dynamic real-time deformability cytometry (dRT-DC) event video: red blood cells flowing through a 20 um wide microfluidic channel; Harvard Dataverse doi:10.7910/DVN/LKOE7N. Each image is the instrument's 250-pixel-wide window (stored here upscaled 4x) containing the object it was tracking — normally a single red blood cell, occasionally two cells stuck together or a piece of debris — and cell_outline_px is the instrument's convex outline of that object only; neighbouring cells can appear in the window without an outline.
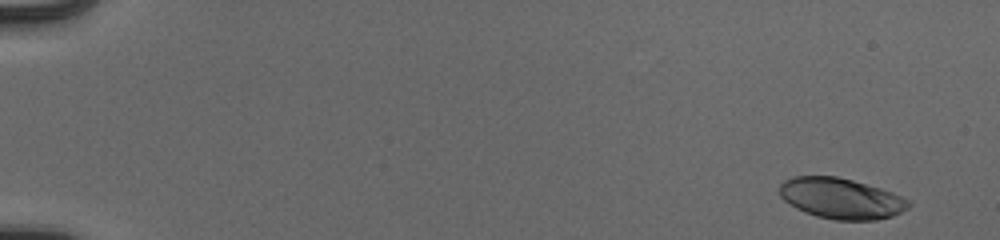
{"species": "human", "species_latin": "Homo sapiens", "temperature_condition": "cold", "stored_images_in_passage": 55, "camera_frame_rate_fps": 3000, "um_per_image_px": 0.085, "donor": {"sex": "male"}, "frame": {"image": 1, "passage_image": 4, "time_ms": 1.0, "image_size_px": [1000, 240], "cell_outline_px": [[912, 204], [908, 208], [892, 216], [876, 220], [836, 220], [816, 216], [804, 212], [796, 208], [784, 200], [780, 196], [780, 184], [784, 180], [792, 176], [836, 176], [852, 180], [880, 188], [892, 192], [908, 200]], "centroid_in_image_um": [71.48, 16.86], "position_along_channel_um": 13.5, "area_um2": 30.58}}
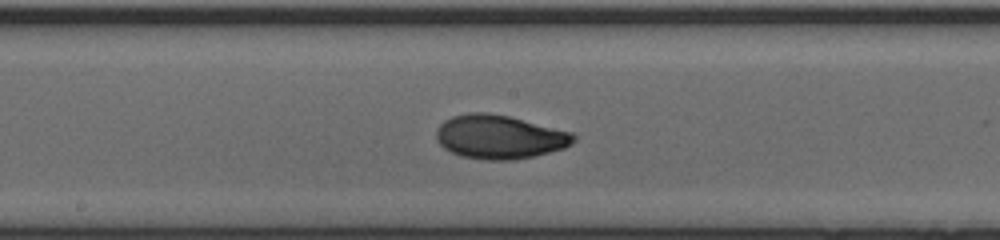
{"frame": {"image": 2, "passage_image": 32, "time_ms": 10.333, "image_size_px": [1000, 240], "cell_outline_px": [[576, 140], [572, 144], [564, 148], [532, 156], [512, 160], [488, 160], [460, 156], [444, 148], [436, 140], [436, 128], [444, 120], [452, 116], [468, 112], [488, 112], [508, 116], [572, 132], [576, 136]], "centroid_in_image_um": [42.43, 11.63], "position_along_channel_um": 205.8, "area_um2": 35.08}}
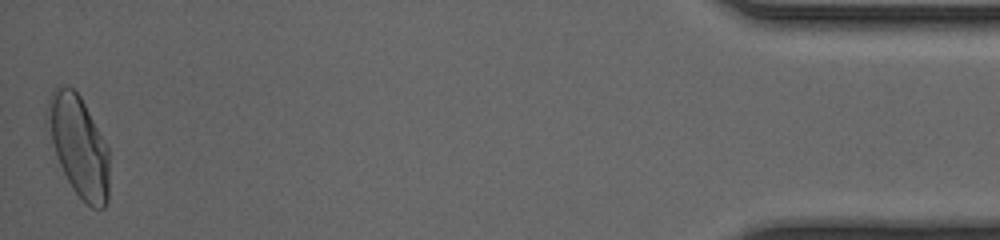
{"frame": {"image": 3, "passage_image": 55, "time_ms": 18.0, "image_size_px": [1000, 240], "cell_outline_px": [[108, 200], [104, 208], [92, 208], [72, 188], [56, 156], [44, 124], [44, 116], [48, 96], [52, 88], [56, 84], [68, 84], [80, 96], [108, 148]], "centroid_in_image_um": [6.62, 12.32], "position_along_channel_um": 428.6, "area_um2": 36.59}, "authors_computed_cell_mechanics": {"area_um2": 33.1772, "velocity_mm_per_s": 3.9433, "shape_relaxation_time_tau1_ms": 3.5388, "shape_relaxation_time_tau2_ms": 1.2786, "deformation_change_tau1": 0.1529, "deformation_change_tau2": 0.049}}